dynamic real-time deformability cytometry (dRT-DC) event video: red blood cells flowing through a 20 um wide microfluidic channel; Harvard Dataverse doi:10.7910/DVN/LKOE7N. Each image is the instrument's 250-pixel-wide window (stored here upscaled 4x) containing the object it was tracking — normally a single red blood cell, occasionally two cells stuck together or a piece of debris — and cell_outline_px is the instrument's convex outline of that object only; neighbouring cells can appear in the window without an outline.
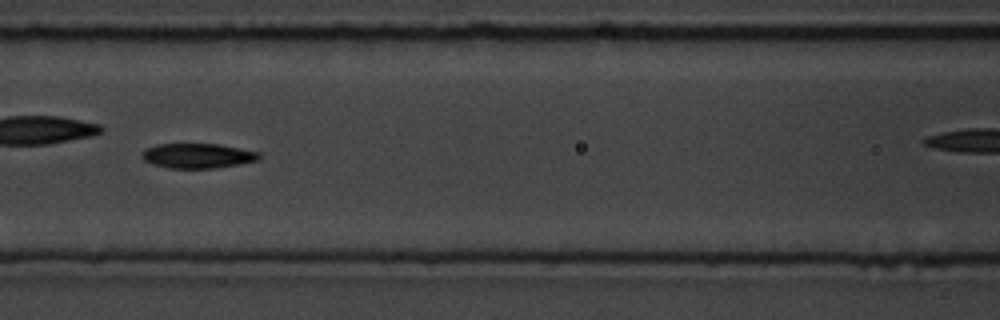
{"species": "common noctule bat (a hibernating species)", "species_latin": "Nyctalus noctula", "temperature_condition": "room temperature", "stored_images_in_passage": 11, "camera_frame_rate_fps": 3000, "um_per_image_px": 0.085, "animal": {"sex": "male", "body_mass_g": 19.5, "forearm_length_mm": 54.6}, "frame": {"image": 1, "passage_image": 8, "time_ms": 8.0, "image_size_px": [1000, 320], "cell_outline_px": [[260, 156], [256, 160], [240, 164], [216, 168], [168, 168], [152, 164], [144, 160], [140, 156], [148, 148], [156, 144], [220, 144], [260, 152]], "centroid_in_image_um": [16.8, 13.24], "position_along_channel_um": 149.8, "area_um2": 16.88}}